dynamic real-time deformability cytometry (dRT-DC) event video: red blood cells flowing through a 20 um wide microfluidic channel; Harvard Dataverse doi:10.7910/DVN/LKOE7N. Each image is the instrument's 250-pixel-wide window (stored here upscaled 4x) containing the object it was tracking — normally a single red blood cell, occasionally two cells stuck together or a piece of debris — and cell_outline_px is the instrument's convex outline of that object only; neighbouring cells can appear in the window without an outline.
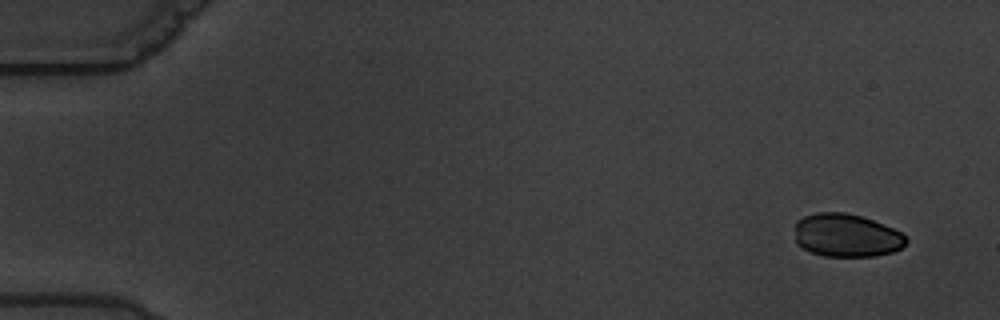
{"species": "common noctule bat (a hibernating species)", "species_latin": "Nyctalus noctula", "temperature_condition": "warm", "stored_images_in_passage": 6, "camera_frame_rate_fps": 3000, "um_per_image_px": 0.085, "animal": {"sex": "male", "body_mass_g": 19.5, "forearm_length_mm": 54.6}, "frame": {"image": 1, "passage_image": 2, "time_ms": 1.0, "image_size_px": [1000, 320], "cell_outline_px": [[908, 240], [900, 248], [892, 252], [876, 256], [824, 256], [812, 252], [796, 244], [796, 220], [804, 216], [816, 212], [844, 212], [860, 216], [872, 220], [892, 228], [900, 232]], "centroid_in_image_um": [71.92, 20.0], "position_along_channel_um": 13.1, "area_um2": 27.8}}